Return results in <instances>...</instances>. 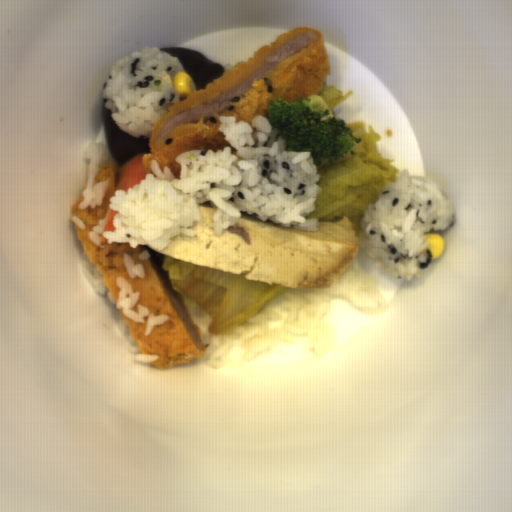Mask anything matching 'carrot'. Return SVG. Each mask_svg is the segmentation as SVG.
Masks as SVG:
<instances>
[{"instance_id": "1", "label": "carrot", "mask_w": 512, "mask_h": 512, "mask_svg": "<svg viewBox=\"0 0 512 512\" xmlns=\"http://www.w3.org/2000/svg\"><path fill=\"white\" fill-rule=\"evenodd\" d=\"M143 155L144 153H140L123 163L121 169H119L116 191L128 190L135 187L142 180H146L148 173L143 162Z\"/></svg>"}, {"instance_id": "2", "label": "carrot", "mask_w": 512, "mask_h": 512, "mask_svg": "<svg viewBox=\"0 0 512 512\" xmlns=\"http://www.w3.org/2000/svg\"><path fill=\"white\" fill-rule=\"evenodd\" d=\"M118 212H114L112 209L108 207L106 211V215L104 218V231L106 232H114L115 227L113 225V220Z\"/></svg>"}]
</instances>
